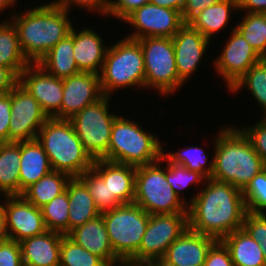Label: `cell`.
Instances as JSON below:
<instances>
[{
	"mask_svg": "<svg viewBox=\"0 0 266 266\" xmlns=\"http://www.w3.org/2000/svg\"><path fill=\"white\" fill-rule=\"evenodd\" d=\"M188 200V228L222 240L242 228L247 208L242 190L212 178Z\"/></svg>",
	"mask_w": 266,
	"mask_h": 266,
	"instance_id": "6da1fadb",
	"label": "cell"
},
{
	"mask_svg": "<svg viewBox=\"0 0 266 266\" xmlns=\"http://www.w3.org/2000/svg\"><path fill=\"white\" fill-rule=\"evenodd\" d=\"M10 15L21 49L31 64H37L73 28L70 12L47 2Z\"/></svg>",
	"mask_w": 266,
	"mask_h": 266,
	"instance_id": "7a4b0ae2",
	"label": "cell"
},
{
	"mask_svg": "<svg viewBox=\"0 0 266 266\" xmlns=\"http://www.w3.org/2000/svg\"><path fill=\"white\" fill-rule=\"evenodd\" d=\"M231 126H221L213 140V174L210 178L243 190L266 167L242 130Z\"/></svg>",
	"mask_w": 266,
	"mask_h": 266,
	"instance_id": "3957f363",
	"label": "cell"
},
{
	"mask_svg": "<svg viewBox=\"0 0 266 266\" xmlns=\"http://www.w3.org/2000/svg\"><path fill=\"white\" fill-rule=\"evenodd\" d=\"M36 139L55 171L73 178L93 167L94 159L85 150L69 119L48 118Z\"/></svg>",
	"mask_w": 266,
	"mask_h": 266,
	"instance_id": "277c9868",
	"label": "cell"
},
{
	"mask_svg": "<svg viewBox=\"0 0 266 266\" xmlns=\"http://www.w3.org/2000/svg\"><path fill=\"white\" fill-rule=\"evenodd\" d=\"M159 139L139 122L120 115L113 122L108 152L101 159L134 167L154 163L163 153Z\"/></svg>",
	"mask_w": 266,
	"mask_h": 266,
	"instance_id": "5b68a950",
	"label": "cell"
},
{
	"mask_svg": "<svg viewBox=\"0 0 266 266\" xmlns=\"http://www.w3.org/2000/svg\"><path fill=\"white\" fill-rule=\"evenodd\" d=\"M99 78L107 96L119 89H144L145 65L140 43L125 37L109 45Z\"/></svg>",
	"mask_w": 266,
	"mask_h": 266,
	"instance_id": "8992f818",
	"label": "cell"
},
{
	"mask_svg": "<svg viewBox=\"0 0 266 266\" xmlns=\"http://www.w3.org/2000/svg\"><path fill=\"white\" fill-rule=\"evenodd\" d=\"M162 158L136 167L134 203L148 214L188 213V205L173 191L166 180Z\"/></svg>",
	"mask_w": 266,
	"mask_h": 266,
	"instance_id": "52a82bcc",
	"label": "cell"
},
{
	"mask_svg": "<svg viewBox=\"0 0 266 266\" xmlns=\"http://www.w3.org/2000/svg\"><path fill=\"white\" fill-rule=\"evenodd\" d=\"M101 214L114 254L126 263L141 245L150 214L134 202Z\"/></svg>",
	"mask_w": 266,
	"mask_h": 266,
	"instance_id": "ba28073f",
	"label": "cell"
},
{
	"mask_svg": "<svg viewBox=\"0 0 266 266\" xmlns=\"http://www.w3.org/2000/svg\"><path fill=\"white\" fill-rule=\"evenodd\" d=\"M137 41L144 57V89H156L163 97L178 92L184 83L177 73L172 38L144 37Z\"/></svg>",
	"mask_w": 266,
	"mask_h": 266,
	"instance_id": "9c48e42d",
	"label": "cell"
},
{
	"mask_svg": "<svg viewBox=\"0 0 266 266\" xmlns=\"http://www.w3.org/2000/svg\"><path fill=\"white\" fill-rule=\"evenodd\" d=\"M111 97L104 95L69 119L85 150L94 160L101 159L108 152L113 122L121 114H116L114 110L110 112Z\"/></svg>",
	"mask_w": 266,
	"mask_h": 266,
	"instance_id": "30bf717a",
	"label": "cell"
},
{
	"mask_svg": "<svg viewBox=\"0 0 266 266\" xmlns=\"http://www.w3.org/2000/svg\"><path fill=\"white\" fill-rule=\"evenodd\" d=\"M188 228V213L150 215L138 251L126 262L130 265L159 263L168 247Z\"/></svg>",
	"mask_w": 266,
	"mask_h": 266,
	"instance_id": "8fae6325",
	"label": "cell"
},
{
	"mask_svg": "<svg viewBox=\"0 0 266 266\" xmlns=\"http://www.w3.org/2000/svg\"><path fill=\"white\" fill-rule=\"evenodd\" d=\"M122 22L134 28L125 37L138 40L144 37L172 38L185 24L182 13L147 2L135 9Z\"/></svg>",
	"mask_w": 266,
	"mask_h": 266,
	"instance_id": "7c38bea8",
	"label": "cell"
},
{
	"mask_svg": "<svg viewBox=\"0 0 266 266\" xmlns=\"http://www.w3.org/2000/svg\"><path fill=\"white\" fill-rule=\"evenodd\" d=\"M9 93L11 94L9 142L35 140L48 116L43 112L39 102L19 83Z\"/></svg>",
	"mask_w": 266,
	"mask_h": 266,
	"instance_id": "4fadbf2b",
	"label": "cell"
},
{
	"mask_svg": "<svg viewBox=\"0 0 266 266\" xmlns=\"http://www.w3.org/2000/svg\"><path fill=\"white\" fill-rule=\"evenodd\" d=\"M231 29V34L227 37L222 52L218 53L219 56L212 63L215 71L224 79L228 87L227 91L231 89L250 67L262 59L235 29V26Z\"/></svg>",
	"mask_w": 266,
	"mask_h": 266,
	"instance_id": "5bb4252c",
	"label": "cell"
},
{
	"mask_svg": "<svg viewBox=\"0 0 266 266\" xmlns=\"http://www.w3.org/2000/svg\"><path fill=\"white\" fill-rule=\"evenodd\" d=\"M19 84L39 102L48 118L61 119L63 79L47 73L38 64H29L19 75Z\"/></svg>",
	"mask_w": 266,
	"mask_h": 266,
	"instance_id": "9a60e30c",
	"label": "cell"
},
{
	"mask_svg": "<svg viewBox=\"0 0 266 266\" xmlns=\"http://www.w3.org/2000/svg\"><path fill=\"white\" fill-rule=\"evenodd\" d=\"M1 198L4 200L7 238L21 242L47 231L41 209L28 202L22 195Z\"/></svg>",
	"mask_w": 266,
	"mask_h": 266,
	"instance_id": "2e32d148",
	"label": "cell"
},
{
	"mask_svg": "<svg viewBox=\"0 0 266 266\" xmlns=\"http://www.w3.org/2000/svg\"><path fill=\"white\" fill-rule=\"evenodd\" d=\"M179 79L185 84L205 57L211 40L185 23L172 37Z\"/></svg>",
	"mask_w": 266,
	"mask_h": 266,
	"instance_id": "e0dca14e",
	"label": "cell"
},
{
	"mask_svg": "<svg viewBox=\"0 0 266 266\" xmlns=\"http://www.w3.org/2000/svg\"><path fill=\"white\" fill-rule=\"evenodd\" d=\"M103 96L99 74L80 72L64 78L61 119H70Z\"/></svg>",
	"mask_w": 266,
	"mask_h": 266,
	"instance_id": "ac0fdd59",
	"label": "cell"
},
{
	"mask_svg": "<svg viewBox=\"0 0 266 266\" xmlns=\"http://www.w3.org/2000/svg\"><path fill=\"white\" fill-rule=\"evenodd\" d=\"M217 240L187 228L159 261L162 266H204L207 253Z\"/></svg>",
	"mask_w": 266,
	"mask_h": 266,
	"instance_id": "d6986e66",
	"label": "cell"
},
{
	"mask_svg": "<svg viewBox=\"0 0 266 266\" xmlns=\"http://www.w3.org/2000/svg\"><path fill=\"white\" fill-rule=\"evenodd\" d=\"M92 169L108 184L109 199L116 206L134 202L136 167L96 159Z\"/></svg>",
	"mask_w": 266,
	"mask_h": 266,
	"instance_id": "ffe728a7",
	"label": "cell"
},
{
	"mask_svg": "<svg viewBox=\"0 0 266 266\" xmlns=\"http://www.w3.org/2000/svg\"><path fill=\"white\" fill-rule=\"evenodd\" d=\"M108 45L93 28L83 27L79 32L73 26V57L80 72L99 74Z\"/></svg>",
	"mask_w": 266,
	"mask_h": 266,
	"instance_id": "44dd1931",
	"label": "cell"
},
{
	"mask_svg": "<svg viewBox=\"0 0 266 266\" xmlns=\"http://www.w3.org/2000/svg\"><path fill=\"white\" fill-rule=\"evenodd\" d=\"M68 236L79 246L102 258L109 266L123 264L114 254L102 214L75 228Z\"/></svg>",
	"mask_w": 266,
	"mask_h": 266,
	"instance_id": "7402d4cb",
	"label": "cell"
},
{
	"mask_svg": "<svg viewBox=\"0 0 266 266\" xmlns=\"http://www.w3.org/2000/svg\"><path fill=\"white\" fill-rule=\"evenodd\" d=\"M62 237L63 234L47 230L19 242L23 265L59 266Z\"/></svg>",
	"mask_w": 266,
	"mask_h": 266,
	"instance_id": "603a6c76",
	"label": "cell"
},
{
	"mask_svg": "<svg viewBox=\"0 0 266 266\" xmlns=\"http://www.w3.org/2000/svg\"><path fill=\"white\" fill-rule=\"evenodd\" d=\"M52 170L49 158L37 139L21 141V159L19 167L20 195H22L29 186Z\"/></svg>",
	"mask_w": 266,
	"mask_h": 266,
	"instance_id": "cb8c5ba5",
	"label": "cell"
},
{
	"mask_svg": "<svg viewBox=\"0 0 266 266\" xmlns=\"http://www.w3.org/2000/svg\"><path fill=\"white\" fill-rule=\"evenodd\" d=\"M69 198L68 234L89 220L99 216L94 199L86 184L79 178H71L66 186Z\"/></svg>",
	"mask_w": 266,
	"mask_h": 266,
	"instance_id": "d4e9b609",
	"label": "cell"
},
{
	"mask_svg": "<svg viewBox=\"0 0 266 266\" xmlns=\"http://www.w3.org/2000/svg\"><path fill=\"white\" fill-rule=\"evenodd\" d=\"M235 10L239 12L238 0H219L200 11L188 24L211 40L212 36L214 37L221 30H225L233 15L231 13Z\"/></svg>",
	"mask_w": 266,
	"mask_h": 266,
	"instance_id": "484cf974",
	"label": "cell"
},
{
	"mask_svg": "<svg viewBox=\"0 0 266 266\" xmlns=\"http://www.w3.org/2000/svg\"><path fill=\"white\" fill-rule=\"evenodd\" d=\"M37 64L60 79L80 73L73 57V28Z\"/></svg>",
	"mask_w": 266,
	"mask_h": 266,
	"instance_id": "4316f807",
	"label": "cell"
},
{
	"mask_svg": "<svg viewBox=\"0 0 266 266\" xmlns=\"http://www.w3.org/2000/svg\"><path fill=\"white\" fill-rule=\"evenodd\" d=\"M228 248L235 266H266L261 245L240 228L221 240Z\"/></svg>",
	"mask_w": 266,
	"mask_h": 266,
	"instance_id": "83f0119b",
	"label": "cell"
},
{
	"mask_svg": "<svg viewBox=\"0 0 266 266\" xmlns=\"http://www.w3.org/2000/svg\"><path fill=\"white\" fill-rule=\"evenodd\" d=\"M21 141L0 143V196L20 195Z\"/></svg>",
	"mask_w": 266,
	"mask_h": 266,
	"instance_id": "f1b7e54d",
	"label": "cell"
},
{
	"mask_svg": "<svg viewBox=\"0 0 266 266\" xmlns=\"http://www.w3.org/2000/svg\"><path fill=\"white\" fill-rule=\"evenodd\" d=\"M31 64L21 49L18 33L12 21L0 22V65L11 68L18 76Z\"/></svg>",
	"mask_w": 266,
	"mask_h": 266,
	"instance_id": "f546056e",
	"label": "cell"
},
{
	"mask_svg": "<svg viewBox=\"0 0 266 266\" xmlns=\"http://www.w3.org/2000/svg\"><path fill=\"white\" fill-rule=\"evenodd\" d=\"M70 179L68 174L52 170L29 186L22 196L37 208H41L63 193Z\"/></svg>",
	"mask_w": 266,
	"mask_h": 266,
	"instance_id": "4dcf8cb0",
	"label": "cell"
},
{
	"mask_svg": "<svg viewBox=\"0 0 266 266\" xmlns=\"http://www.w3.org/2000/svg\"><path fill=\"white\" fill-rule=\"evenodd\" d=\"M250 91L262 110V117H266V58L255 63L248 71L231 87L230 93H239L243 89ZM240 90V91H239Z\"/></svg>",
	"mask_w": 266,
	"mask_h": 266,
	"instance_id": "1f68e13d",
	"label": "cell"
},
{
	"mask_svg": "<svg viewBox=\"0 0 266 266\" xmlns=\"http://www.w3.org/2000/svg\"><path fill=\"white\" fill-rule=\"evenodd\" d=\"M235 29L261 58H266V13L246 12Z\"/></svg>",
	"mask_w": 266,
	"mask_h": 266,
	"instance_id": "d6a6232c",
	"label": "cell"
},
{
	"mask_svg": "<svg viewBox=\"0 0 266 266\" xmlns=\"http://www.w3.org/2000/svg\"><path fill=\"white\" fill-rule=\"evenodd\" d=\"M162 155L169 162L184 166L192 171H197L206 179L210 178L213 174V158L208 162L206 151L200 146L185 147L175 152L168 151V153L167 151L165 153L163 147Z\"/></svg>",
	"mask_w": 266,
	"mask_h": 266,
	"instance_id": "836d02e7",
	"label": "cell"
},
{
	"mask_svg": "<svg viewBox=\"0 0 266 266\" xmlns=\"http://www.w3.org/2000/svg\"><path fill=\"white\" fill-rule=\"evenodd\" d=\"M40 209L47 230L68 235L69 198L67 189Z\"/></svg>",
	"mask_w": 266,
	"mask_h": 266,
	"instance_id": "e575fe53",
	"label": "cell"
},
{
	"mask_svg": "<svg viewBox=\"0 0 266 266\" xmlns=\"http://www.w3.org/2000/svg\"><path fill=\"white\" fill-rule=\"evenodd\" d=\"M59 266H109L102 258L79 246L68 235H63Z\"/></svg>",
	"mask_w": 266,
	"mask_h": 266,
	"instance_id": "d590c367",
	"label": "cell"
},
{
	"mask_svg": "<svg viewBox=\"0 0 266 266\" xmlns=\"http://www.w3.org/2000/svg\"><path fill=\"white\" fill-rule=\"evenodd\" d=\"M161 158L162 162L165 163L166 161V180L168 184L171 185L173 191L188 205V201L186 198L182 197L184 193H181V191L183 192L184 189H189L190 185L195 184L196 187L194 188L200 185L199 189H196L198 192L200 187L203 186L202 183L205 182L206 178L197 171H192L184 166L169 162L163 155Z\"/></svg>",
	"mask_w": 266,
	"mask_h": 266,
	"instance_id": "8d00e7d4",
	"label": "cell"
},
{
	"mask_svg": "<svg viewBox=\"0 0 266 266\" xmlns=\"http://www.w3.org/2000/svg\"><path fill=\"white\" fill-rule=\"evenodd\" d=\"M242 194L247 211L266 213V168L251 179Z\"/></svg>",
	"mask_w": 266,
	"mask_h": 266,
	"instance_id": "74e56055",
	"label": "cell"
},
{
	"mask_svg": "<svg viewBox=\"0 0 266 266\" xmlns=\"http://www.w3.org/2000/svg\"><path fill=\"white\" fill-rule=\"evenodd\" d=\"M79 178L86 184L100 213L117 207L109 199L108 184L92 168L85 171Z\"/></svg>",
	"mask_w": 266,
	"mask_h": 266,
	"instance_id": "f35d334b",
	"label": "cell"
},
{
	"mask_svg": "<svg viewBox=\"0 0 266 266\" xmlns=\"http://www.w3.org/2000/svg\"><path fill=\"white\" fill-rule=\"evenodd\" d=\"M242 228L261 245L266 261V213H252L247 211Z\"/></svg>",
	"mask_w": 266,
	"mask_h": 266,
	"instance_id": "ab89813d",
	"label": "cell"
},
{
	"mask_svg": "<svg viewBox=\"0 0 266 266\" xmlns=\"http://www.w3.org/2000/svg\"><path fill=\"white\" fill-rule=\"evenodd\" d=\"M240 129L250 140L266 167V117H260L257 123L252 124V126H244L243 124Z\"/></svg>",
	"mask_w": 266,
	"mask_h": 266,
	"instance_id": "60d3db41",
	"label": "cell"
},
{
	"mask_svg": "<svg viewBox=\"0 0 266 266\" xmlns=\"http://www.w3.org/2000/svg\"><path fill=\"white\" fill-rule=\"evenodd\" d=\"M53 2L69 12L71 7L77 6L76 8H83L90 13H98L103 18L109 14V0H54Z\"/></svg>",
	"mask_w": 266,
	"mask_h": 266,
	"instance_id": "b9f144b4",
	"label": "cell"
},
{
	"mask_svg": "<svg viewBox=\"0 0 266 266\" xmlns=\"http://www.w3.org/2000/svg\"><path fill=\"white\" fill-rule=\"evenodd\" d=\"M21 246L15 240H0V266H22Z\"/></svg>",
	"mask_w": 266,
	"mask_h": 266,
	"instance_id": "7bdbcfd3",
	"label": "cell"
},
{
	"mask_svg": "<svg viewBox=\"0 0 266 266\" xmlns=\"http://www.w3.org/2000/svg\"><path fill=\"white\" fill-rule=\"evenodd\" d=\"M204 266H235L228 248L217 240L209 249Z\"/></svg>",
	"mask_w": 266,
	"mask_h": 266,
	"instance_id": "ee69618b",
	"label": "cell"
},
{
	"mask_svg": "<svg viewBox=\"0 0 266 266\" xmlns=\"http://www.w3.org/2000/svg\"><path fill=\"white\" fill-rule=\"evenodd\" d=\"M149 0H109L108 17L124 20L135 9L140 8Z\"/></svg>",
	"mask_w": 266,
	"mask_h": 266,
	"instance_id": "f6af8a7d",
	"label": "cell"
},
{
	"mask_svg": "<svg viewBox=\"0 0 266 266\" xmlns=\"http://www.w3.org/2000/svg\"><path fill=\"white\" fill-rule=\"evenodd\" d=\"M11 118V94L0 93V143L9 142V123Z\"/></svg>",
	"mask_w": 266,
	"mask_h": 266,
	"instance_id": "bcb514c9",
	"label": "cell"
},
{
	"mask_svg": "<svg viewBox=\"0 0 266 266\" xmlns=\"http://www.w3.org/2000/svg\"><path fill=\"white\" fill-rule=\"evenodd\" d=\"M219 0H185L182 10V18L185 23H188L200 11L208 6H212Z\"/></svg>",
	"mask_w": 266,
	"mask_h": 266,
	"instance_id": "7dc6e473",
	"label": "cell"
},
{
	"mask_svg": "<svg viewBox=\"0 0 266 266\" xmlns=\"http://www.w3.org/2000/svg\"><path fill=\"white\" fill-rule=\"evenodd\" d=\"M19 83V76L9 67L0 65V93L10 92Z\"/></svg>",
	"mask_w": 266,
	"mask_h": 266,
	"instance_id": "c3c4849f",
	"label": "cell"
},
{
	"mask_svg": "<svg viewBox=\"0 0 266 266\" xmlns=\"http://www.w3.org/2000/svg\"><path fill=\"white\" fill-rule=\"evenodd\" d=\"M239 12L266 13V0H238Z\"/></svg>",
	"mask_w": 266,
	"mask_h": 266,
	"instance_id": "681fc988",
	"label": "cell"
},
{
	"mask_svg": "<svg viewBox=\"0 0 266 266\" xmlns=\"http://www.w3.org/2000/svg\"><path fill=\"white\" fill-rule=\"evenodd\" d=\"M152 4L156 6L177 10L182 13L185 0H149Z\"/></svg>",
	"mask_w": 266,
	"mask_h": 266,
	"instance_id": "f907efd6",
	"label": "cell"
},
{
	"mask_svg": "<svg viewBox=\"0 0 266 266\" xmlns=\"http://www.w3.org/2000/svg\"><path fill=\"white\" fill-rule=\"evenodd\" d=\"M7 238L5 211L3 207V201L0 200V240Z\"/></svg>",
	"mask_w": 266,
	"mask_h": 266,
	"instance_id": "816d5d0a",
	"label": "cell"
},
{
	"mask_svg": "<svg viewBox=\"0 0 266 266\" xmlns=\"http://www.w3.org/2000/svg\"><path fill=\"white\" fill-rule=\"evenodd\" d=\"M18 3V0H0V13L7 8H13Z\"/></svg>",
	"mask_w": 266,
	"mask_h": 266,
	"instance_id": "f5cc1de1",
	"label": "cell"
},
{
	"mask_svg": "<svg viewBox=\"0 0 266 266\" xmlns=\"http://www.w3.org/2000/svg\"><path fill=\"white\" fill-rule=\"evenodd\" d=\"M120 266H148V265H130V264H127V263H123Z\"/></svg>",
	"mask_w": 266,
	"mask_h": 266,
	"instance_id": "db71d44e",
	"label": "cell"
},
{
	"mask_svg": "<svg viewBox=\"0 0 266 266\" xmlns=\"http://www.w3.org/2000/svg\"><path fill=\"white\" fill-rule=\"evenodd\" d=\"M149 266H162L159 263H151Z\"/></svg>",
	"mask_w": 266,
	"mask_h": 266,
	"instance_id": "11a10c76",
	"label": "cell"
}]
</instances>
